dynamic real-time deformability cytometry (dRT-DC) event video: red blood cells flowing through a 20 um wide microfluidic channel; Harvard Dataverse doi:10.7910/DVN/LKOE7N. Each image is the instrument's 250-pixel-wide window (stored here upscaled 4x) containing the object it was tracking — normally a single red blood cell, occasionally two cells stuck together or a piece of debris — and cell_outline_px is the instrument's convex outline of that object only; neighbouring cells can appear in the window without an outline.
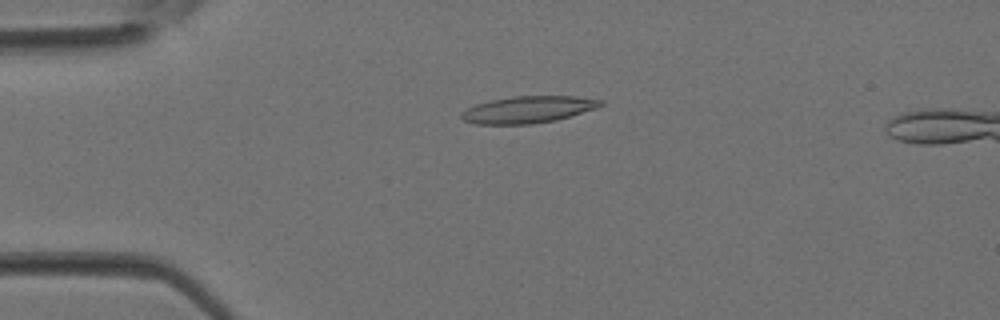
{"species": "Egyptian fruit bat (a non-hibernating species)", "species_latin": "Rousettus aegyptiacus", "temperature_condition": "room temperature", "stored_images_in_passage": 3, "camera_frame_rate_fps": 3000, "um_per_image_px": 0.085, "animal": {"sex": "female"}, "frame": {"image": 1, "passage_image": 2, "time_ms": 0.333, "image_size_px": [1000, 320], "cell_outline_px": [[604, 104], [596, 108], [556, 120], [532, 124], [476, 124], [464, 120], [460, 116], [460, 112], [476, 104], [492, 100], [512, 96], [576, 96], [604, 100]], "centroid_in_image_um": [44.89, 9.31], "position_along_channel_um": 40.1, "area_um2": 21.73}}